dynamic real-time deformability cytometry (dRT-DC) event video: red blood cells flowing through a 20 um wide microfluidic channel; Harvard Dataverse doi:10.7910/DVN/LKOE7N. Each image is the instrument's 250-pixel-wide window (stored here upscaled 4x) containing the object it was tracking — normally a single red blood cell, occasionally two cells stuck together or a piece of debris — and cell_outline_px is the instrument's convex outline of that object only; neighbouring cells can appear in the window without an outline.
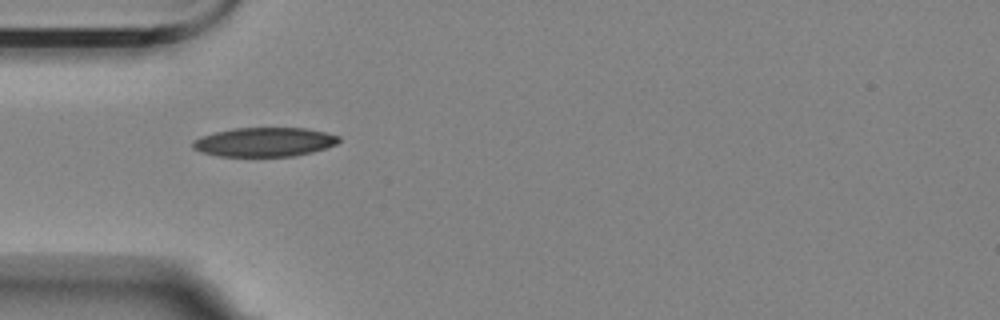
{"species": "Egyptian fruit bat (a non-hibernating species)", "species_latin": "Rousettus aegyptiacus", "temperature_condition": "room temperature", "stored_images_in_passage": 41, "camera_frame_rate_fps": 3000, "um_per_image_px": 0.085, "animal": {"sex": "female"}, "frame": {"image": 1, "passage_image": 1, "time_ms": 0.0, "image_size_px": [1000, 320], "cell_outline_px": [[340, 140], [336, 144], [312, 152], [292, 156], [220, 156], [200, 152], [192, 148], [192, 140], [200, 136], [216, 132], [236, 128], [308, 128], [340, 136]], "centroid_in_image_um": [22.45, 12.07], "position_along_channel_um": 62.6, "area_um2": 24.74}}
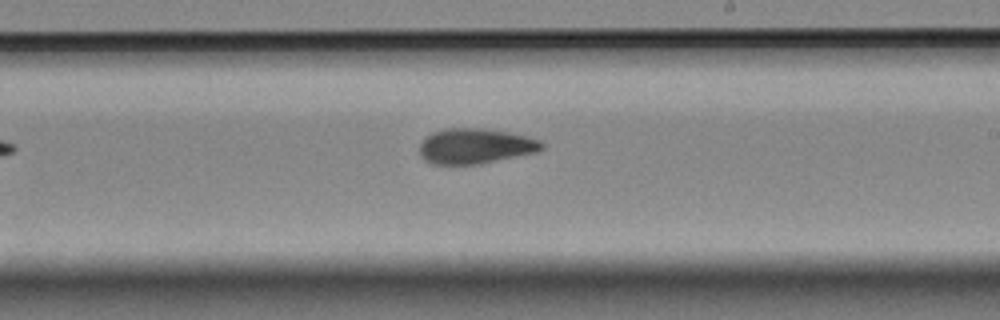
{"frame": {"image": 2, "passage_image": 17, "time_ms": 5.333, "image_size_px": [1000, 320], "cell_outline_px": [[544, 148], [536, 152], [480, 164], [432, 164], [424, 160], [420, 156], [420, 144], [432, 132], [444, 128], [484, 128], [508, 132], [528, 136], [540, 140], [544, 144]], "centroid_in_image_um": [40.41, 12.41], "position_along_channel_um": 248.6, "area_um2": 25.2}}
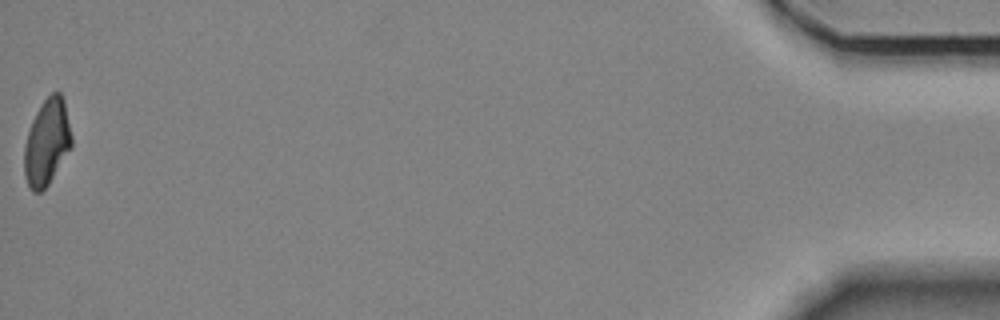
{"frame": {"image": 3, "passage_image": 41, "time_ms": 13.333, "image_size_px": [1000, 320], "cell_outline_px": [[72, 148], [48, 184], [40, 192], [32, 192], [28, 188], [24, 176], [24, 144], [32, 120], [40, 104], [52, 92], [60, 92], [64, 100], [72, 136]], "centroid_in_image_um": [3.98, 12.11], "position_along_channel_um": 431.2, "area_um2": 23.99}, "authors_computed_cell_mechanics": {"area_um2": 24.6806, "velocity_mm_per_s": 3.4922, "shape_relaxation_time_tau1_ms": 10.1153, "shape_relaxation_time_tau2_ms": 3.0281, "deformation_change_tau1": 0.2055, "deformation_change_tau2": 0.094}}